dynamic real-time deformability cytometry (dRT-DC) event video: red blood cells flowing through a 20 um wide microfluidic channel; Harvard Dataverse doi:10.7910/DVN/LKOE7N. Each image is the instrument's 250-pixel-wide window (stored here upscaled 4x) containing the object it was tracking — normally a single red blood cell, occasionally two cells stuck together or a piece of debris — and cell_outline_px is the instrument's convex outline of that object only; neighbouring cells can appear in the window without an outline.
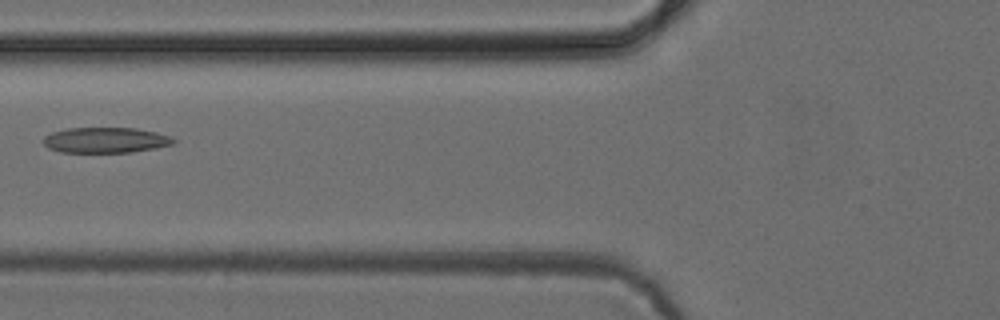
{"species": "common noctule bat (a hibernating species)", "species_latin": "Nyctalus noctula", "temperature_condition": "cold", "stored_images_in_passage": 6, "camera_frame_rate_fps": 3000, "um_per_image_px": 0.085, "animal": {"sex": "female", "body_mass_g": 24.6, "forearm_length_mm": 56.2}, "frame": {"image": 1, "passage_image": 6, "time_ms": 6.0, "image_size_px": [1000, 320], "cell_outline_px": [[176, 140], [172, 144], [156, 148], [132, 152], [60, 152], [48, 148], [44, 144], [44, 136], [52, 132], [68, 128], [136, 128], [156, 132], [172, 136]], "centroid_in_image_um": [8.99, 11.91], "position_along_channel_um": 116.8, "area_um2": 19.36}}